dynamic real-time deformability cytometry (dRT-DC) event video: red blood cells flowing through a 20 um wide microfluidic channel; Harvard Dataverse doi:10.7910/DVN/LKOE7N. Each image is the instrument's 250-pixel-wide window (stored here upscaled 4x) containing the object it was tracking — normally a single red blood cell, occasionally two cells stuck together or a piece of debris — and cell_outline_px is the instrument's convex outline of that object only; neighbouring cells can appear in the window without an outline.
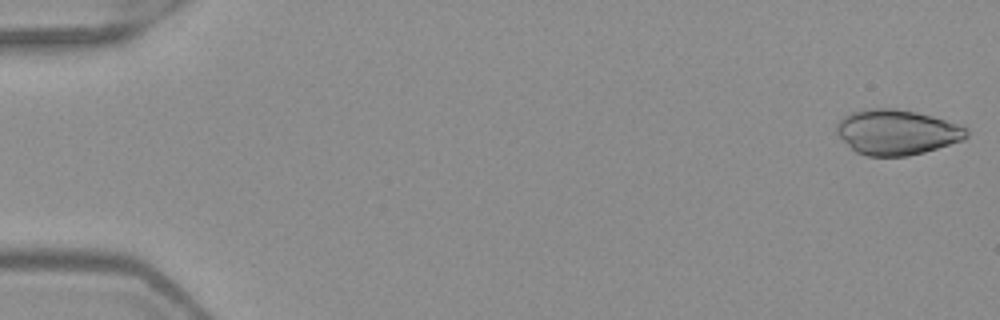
{"species": "Egyptian fruit bat (a non-hibernating species)", "species_latin": "Rousettus aegyptiacus", "temperature_condition": "warm", "stored_images_in_passage": 51, "camera_frame_rate_fps": 3000, "um_per_image_px": 0.085, "frame": {"image": 1, "passage_image": 1, "time_ms": 0.0, "image_size_px": [1000, 320], "cell_outline_px": [[968, 136], [964, 140], [924, 152], [908, 156], [868, 156], [856, 152], [836, 132], [836, 124], [844, 116], [852, 112], [864, 108], [896, 108], [916, 112], [932, 116], [968, 128]], "centroid_in_image_um": [76.23, 11.23], "position_along_channel_um": 8.8, "area_um2": 34.1}}
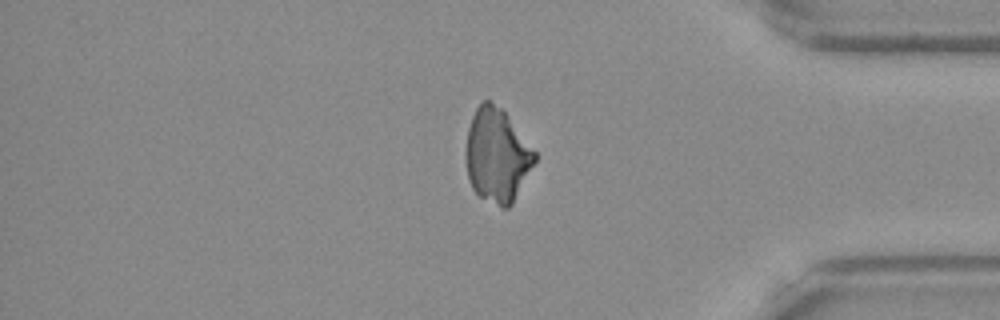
{"frame": {"image": 2, "passage_image": 43, "time_ms": 14.0, "image_size_px": [1000, 320], "cell_outline_px": [[536, 160], [512, 204], [508, 208], [500, 208], [480, 196], [472, 188], [468, 180], [464, 152], [468, 128], [472, 116], [476, 108], [484, 100], [488, 100], [500, 108], [504, 112], [536, 152]], "centroid_in_image_um": [42.21, 13.24], "position_along_channel_um": 393.0, "area_um2": 37.51}}
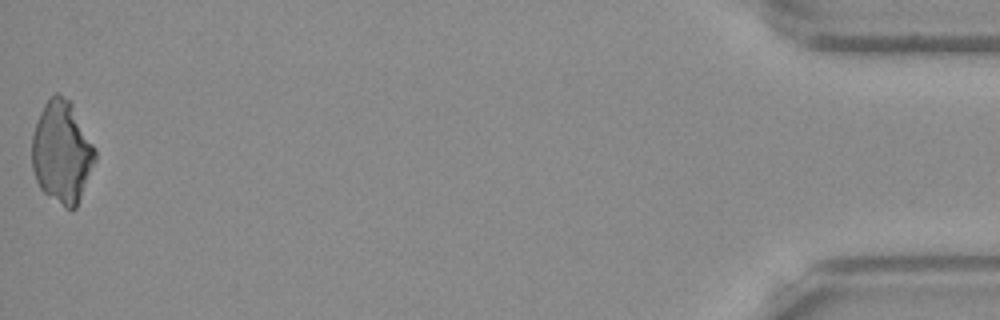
{"frame": {"image": 3, "passage_image": 51, "time_ms": 16.667, "image_size_px": [1000, 320], "cell_outline_px": [[96, 160], [76, 208], [64, 208], [44, 192], [40, 188], [36, 180], [32, 168], [32, 136], [40, 112], [44, 104], [56, 92], [68, 100], [72, 104], [96, 148]], "centroid_in_image_um": [5.27, 12.94], "position_along_channel_um": 429.9, "area_um2": 37.45}}